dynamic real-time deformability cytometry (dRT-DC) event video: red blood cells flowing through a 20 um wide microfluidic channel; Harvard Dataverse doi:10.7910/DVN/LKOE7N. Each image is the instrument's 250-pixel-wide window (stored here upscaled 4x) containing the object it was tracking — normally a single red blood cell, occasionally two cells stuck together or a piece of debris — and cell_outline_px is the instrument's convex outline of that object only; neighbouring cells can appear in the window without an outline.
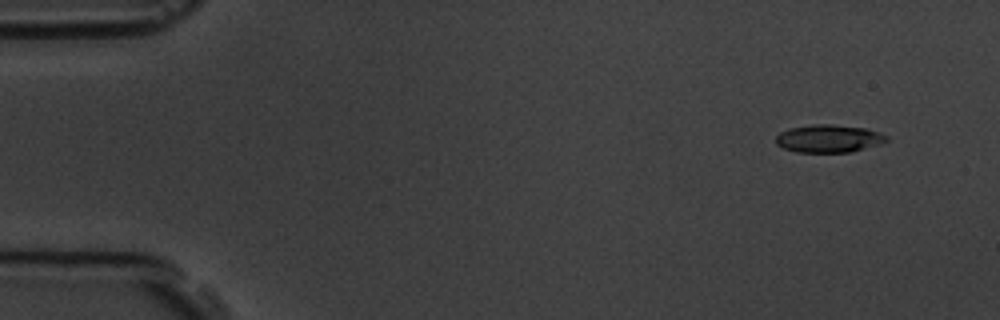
{"species": "common noctule bat (a hibernating species)", "species_latin": "Nyctalus noctula", "temperature_condition": "room temperature", "stored_images_in_passage": 5, "camera_frame_rate_fps": 3000, "um_per_image_px": 0.085, "animal": {"sex": "male", "body_mass_g": 19.5, "forearm_length_mm": 54.6}, "frame": {"image": 1, "passage_image": 1, "time_ms": 0.0, "image_size_px": [1000, 320], "cell_outline_px": [[888, 140], [880, 144], [852, 152], [796, 152], [784, 148], [776, 144], [776, 136], [780, 132], [788, 128], [812, 124], [832, 124], [868, 128], [880, 132], [888, 136]], "centroid_in_image_um": [70.46, 11.77], "position_along_channel_um": 14.5, "area_um2": 18.15}}